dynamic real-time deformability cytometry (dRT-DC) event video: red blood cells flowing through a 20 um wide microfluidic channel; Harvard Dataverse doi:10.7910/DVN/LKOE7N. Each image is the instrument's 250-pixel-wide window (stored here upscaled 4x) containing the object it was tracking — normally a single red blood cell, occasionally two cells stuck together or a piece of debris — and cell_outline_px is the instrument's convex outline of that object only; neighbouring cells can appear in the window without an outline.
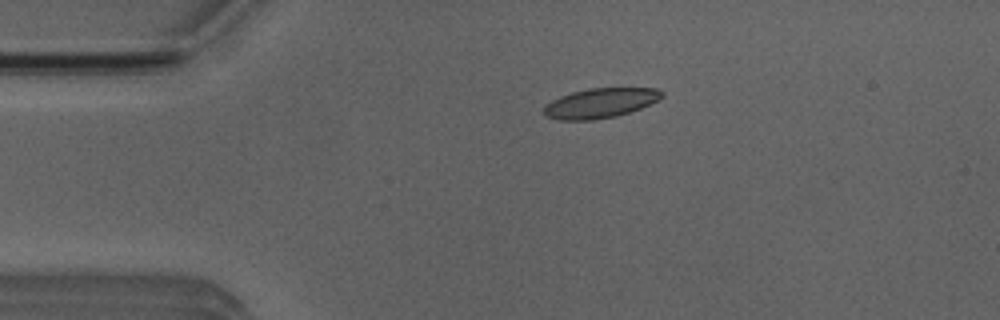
{"species": "Egyptian fruit bat (a non-hibernating species)", "species_latin": "Rousettus aegyptiacus", "temperature_condition": "room temperature", "stored_images_in_passage": 53, "camera_frame_rate_fps": 3000, "um_per_image_px": 0.085, "animal": {"sex": "male"}, "frame": {"image": 1, "passage_image": 11, "time_ms": 3.333, "image_size_px": [1000, 320], "cell_outline_px": [[664, 96], [640, 108], [616, 116], [592, 120], [560, 120], [544, 116], [544, 108], [552, 100], [560, 96], [572, 92], [588, 88], [656, 88], [664, 92]], "centroid_in_image_um": [51.01, 8.76], "position_along_channel_um": 34.0, "area_um2": 20.29}}
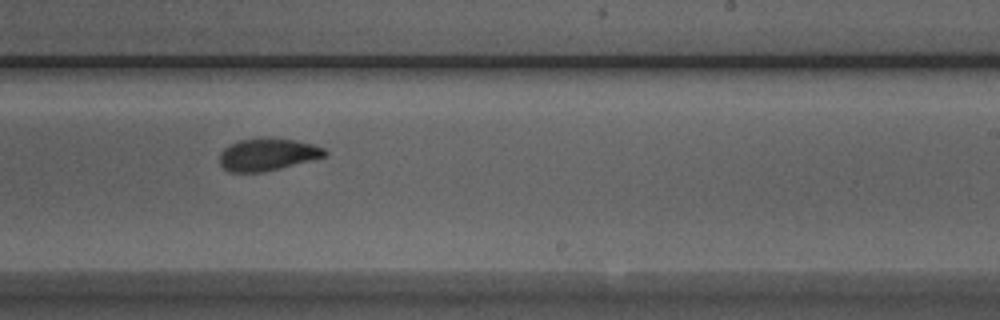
{"frame": {"image": 2, "passage_image": 32, "time_ms": 10.333, "image_size_px": [1000, 320], "cell_outline_px": [[328, 156], [264, 172], [228, 172], [220, 164], [220, 152], [228, 144], [240, 140], [292, 140], [312, 144], [324, 148], [328, 152]], "centroid_in_image_um": [22.74, 13.17], "position_along_channel_um": 266.3, "area_um2": 19.31}}
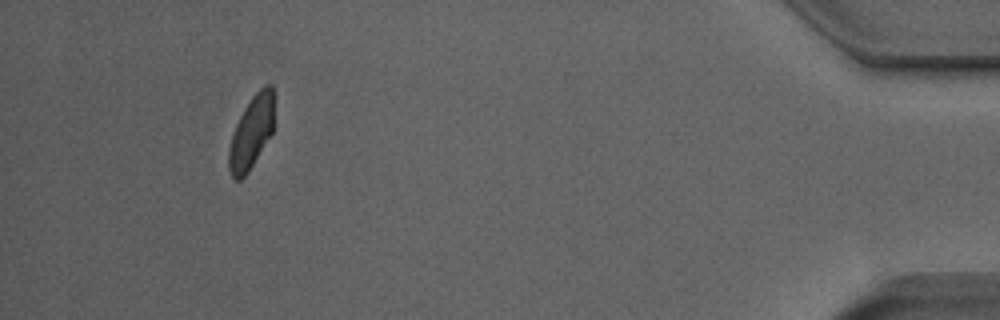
{"frame": {"image": 3, "passage_image": 49, "time_ms": 16.0, "image_size_px": [1000, 320], "cell_outline_px": [[272, 132], [248, 172], [240, 180], [236, 180], [232, 176], [228, 168], [228, 148], [236, 124], [244, 108], [252, 96], [264, 84], [272, 84]], "centroid_in_image_um": [21.33, 11.26], "position_along_channel_um": 413.9, "area_um2": 18.73}, "authors_computed_cell_mechanics": {"area_um2": 20.519, "velocity_mm_per_s": 3.8675, "shape_relaxation_time_tau1_ms": 6.6466, "shape_relaxation_time_tau2_ms": 1.7108, "deformation_change_tau1": 0.1665, "deformation_change_tau2": 0.074}}